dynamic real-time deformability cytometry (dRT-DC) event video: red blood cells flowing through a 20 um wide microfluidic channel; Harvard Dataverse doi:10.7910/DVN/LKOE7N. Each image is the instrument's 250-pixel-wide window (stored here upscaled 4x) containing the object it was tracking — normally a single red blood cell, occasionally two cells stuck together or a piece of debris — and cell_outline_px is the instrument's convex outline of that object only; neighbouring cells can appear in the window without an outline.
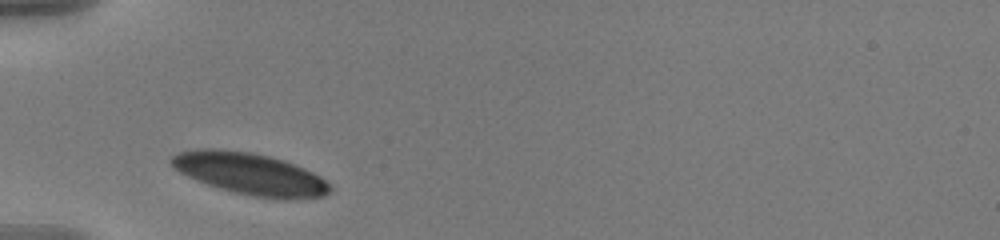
{"species": "human", "species_latin": "Homo sapiens", "temperature_condition": "warm", "stored_images_in_passage": 31, "camera_frame_rate_fps": 3000, "um_per_image_px": 0.085, "donor": {"sex": "male"}, "frame": {"image": 1, "passage_image": 1, "time_ms": 0.0, "image_size_px": [1000, 240], "cell_outline_px": [[332, 192], [324, 196], [284, 200], [252, 196], [220, 188], [208, 184], [188, 176], [180, 172], [168, 160], [172, 156], [180, 152], [204, 148], [216, 148], [248, 152], [272, 156], [284, 160], [304, 168], [320, 176], [332, 188]], "centroid_in_image_um": [21.3, 14.78], "position_along_channel_um": 63.7, "area_um2": 38.44}}
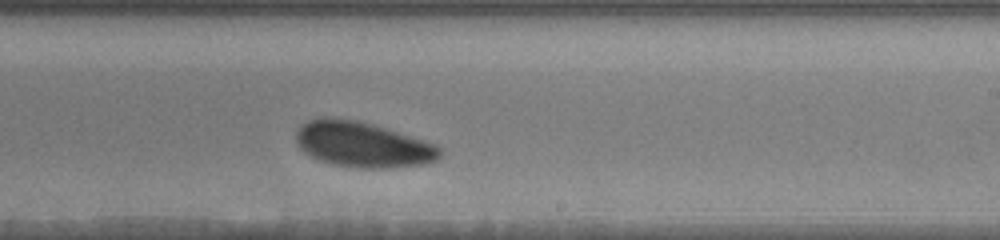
{"frame": {"image": 2, "passage_image": 18, "time_ms": 5.667, "image_size_px": [1000, 240], "cell_outline_px": [[444, 152], [436, 160], [428, 164], [392, 168], [360, 168], [336, 164], [320, 160], [304, 152], [300, 148], [296, 140], [296, 132], [308, 120], [320, 116], [328, 116], [356, 120], [372, 124], [424, 140], [436, 144]], "centroid_in_image_um": [30.86, 12.28], "position_along_channel_um": 258.1, "area_um2": 38.15}}
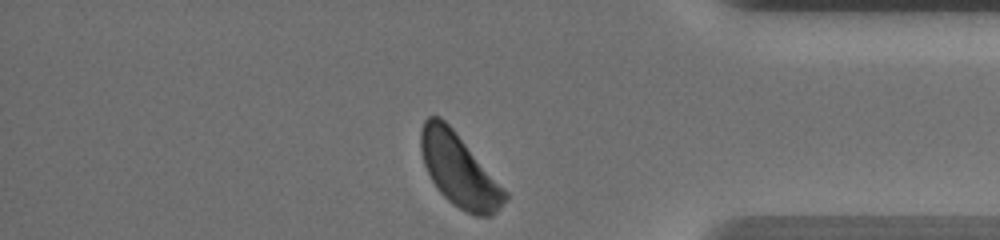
{"frame": {"image": 3, "passage_image": 31, "time_ms": 10.0, "image_size_px": [1000, 240], "cell_outline_px": [[508, 200], [492, 216], [476, 216], [464, 212], [452, 204], [440, 192], [432, 180], [424, 164], [420, 148], [420, 132], [424, 120], [428, 116], [440, 116], [452, 128], [508, 192]], "centroid_in_image_um": [39.03, 14.49], "position_along_channel_um": 396.2, "area_um2": 35.55}, "authors_computed_cell_mechanics": {"area_um2": 38.148, "velocity_mm_per_s": 3.5455, "shape_relaxation_time_tau1_ms": 3.8647, "shape_relaxation_time_tau2_ms": null, "deformation_change_tau1": 0.0811, "deformation_change_tau2": null}}